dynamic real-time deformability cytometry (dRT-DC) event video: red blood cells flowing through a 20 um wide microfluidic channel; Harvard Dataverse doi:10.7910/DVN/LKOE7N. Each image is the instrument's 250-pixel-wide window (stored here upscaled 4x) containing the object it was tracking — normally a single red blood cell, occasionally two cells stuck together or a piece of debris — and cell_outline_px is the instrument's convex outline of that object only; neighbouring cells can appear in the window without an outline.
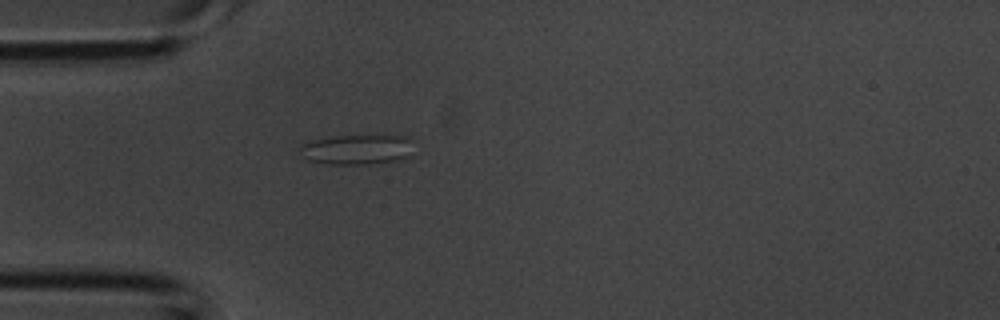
{"species": "common noctule bat (a hibernating species)", "species_latin": "Nyctalus noctula", "temperature_condition": "room temperature", "stored_images_in_passage": 1, "camera_frame_rate_fps": 3000, "um_per_image_px": 0.085, "animal": {"sex": "male", "body_mass_g": 20.1, "forearm_length_mm": 53.5}, "frame": {"image": 1, "passage_image": 1, "time_ms": 0.0, "image_size_px": [1000, 320], "cell_outline_px": [[412, 140], [408, 156], [396, 160], [364, 164], [324, 164], [308, 160], [300, 156], [300, 148], [304, 144], [312, 140], [332, 136], [408, 136]], "centroid_in_image_um": [30.28, 12.71], "position_along_channel_um": 54.7, "area_um2": 19.65}}